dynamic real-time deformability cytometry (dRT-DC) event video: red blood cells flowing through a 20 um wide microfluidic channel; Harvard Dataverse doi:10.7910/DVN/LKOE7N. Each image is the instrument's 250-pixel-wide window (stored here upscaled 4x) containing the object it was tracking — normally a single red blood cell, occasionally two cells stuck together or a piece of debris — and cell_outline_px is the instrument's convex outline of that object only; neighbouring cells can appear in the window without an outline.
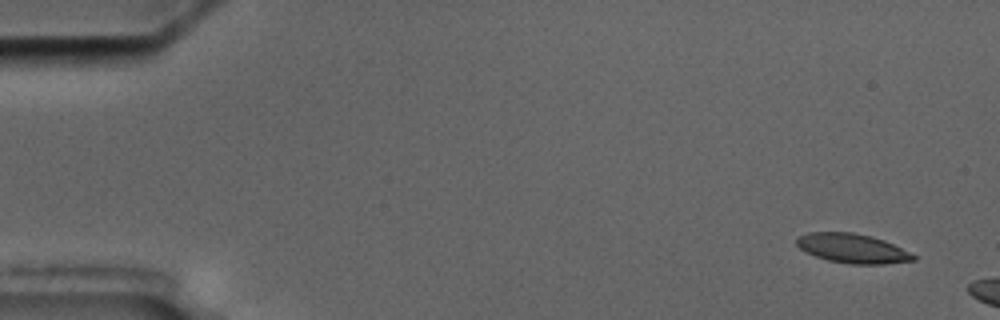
{"species": "common noctule bat (a hibernating species)", "species_latin": "Nyctalus noctula", "temperature_condition": "cold", "stored_images_in_passage": 3, "camera_frame_rate_fps": 3000, "um_per_image_px": 0.085, "animal": {"sex": "male", "body_mass_g": 17.5, "forearm_length_mm": 52.3}, "frame": {"image": 1, "passage_image": 1, "time_ms": 0.0, "image_size_px": [1000, 320], "cell_outline_px": [[916, 260], [884, 264], [852, 264], [828, 260], [816, 256], [800, 248], [796, 244], [796, 236], [808, 232], [852, 232], [872, 236], [884, 240], [916, 256]], "centroid_in_image_um": [72.43, 21.1], "position_along_channel_um": 12.6, "area_um2": 19.83}}